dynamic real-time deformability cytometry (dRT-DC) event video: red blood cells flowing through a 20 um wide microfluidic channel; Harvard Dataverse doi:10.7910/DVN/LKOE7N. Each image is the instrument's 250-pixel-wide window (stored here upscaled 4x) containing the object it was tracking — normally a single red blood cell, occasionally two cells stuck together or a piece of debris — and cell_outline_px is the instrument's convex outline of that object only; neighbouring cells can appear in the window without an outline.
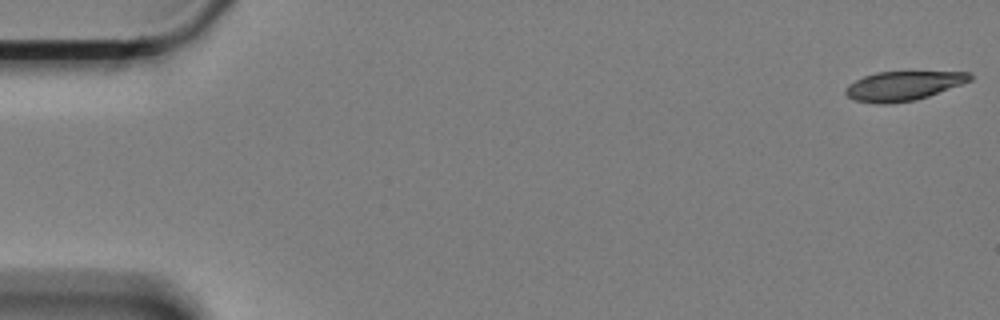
{"species": "Egyptian fruit bat (a non-hibernating species)", "species_latin": "Rousettus aegyptiacus", "temperature_condition": "cold", "stored_images_in_passage": 17, "camera_frame_rate_fps": 3000, "um_per_image_px": 0.085, "animal": {"sex": "female"}, "frame": {"image": 1, "passage_image": 1, "time_ms": 0.0, "image_size_px": [1000, 320], "cell_outline_px": [[972, 80], [928, 96], [916, 100], [888, 104], [880, 104], [856, 100], [848, 96], [844, 92], [844, 88], [848, 84], [864, 76], [876, 72], [972, 72]], "centroid_in_image_um": [76.76, 7.3], "position_along_channel_um": 8.2, "area_um2": 21.1}}
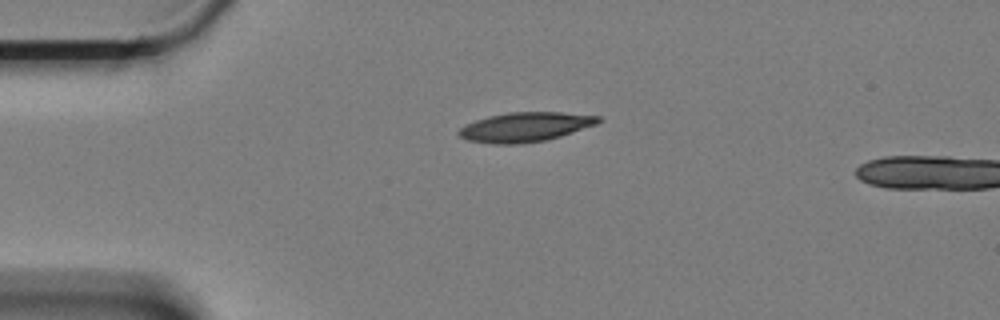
{"frame": {"image": 2, "passage_image": 14, "time_ms": 4.333, "image_size_px": [1000, 320], "cell_outline_px": [[604, 120], [596, 124], [560, 136], [544, 140], [524, 144], [492, 144], [468, 140], [460, 136], [456, 132], [460, 128], [476, 120], [488, 116], [508, 112], [560, 112], [600, 116]], "centroid_in_image_um": [44.65, 10.79], "position_along_channel_um": 40.4, "area_um2": 23.87}}